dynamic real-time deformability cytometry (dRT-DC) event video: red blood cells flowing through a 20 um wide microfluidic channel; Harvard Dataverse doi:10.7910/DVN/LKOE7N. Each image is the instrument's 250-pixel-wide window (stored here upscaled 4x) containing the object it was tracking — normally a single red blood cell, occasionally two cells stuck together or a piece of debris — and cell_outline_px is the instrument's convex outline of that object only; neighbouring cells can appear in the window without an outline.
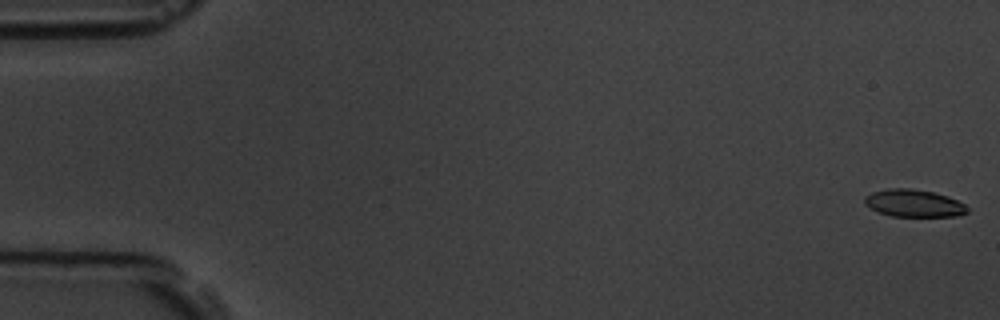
{"species": "common noctule bat (a hibernating species)", "species_latin": "Nyctalus noctula", "temperature_condition": "room temperature", "stored_images_in_passage": 58, "camera_frame_rate_fps": 3000, "um_per_image_px": 0.085, "animal": {"sex": "male", "body_mass_g": 19.5, "forearm_length_mm": 54.6}, "frame": {"image": 1, "passage_image": 1, "time_ms": 0.0, "image_size_px": [1000, 320], "cell_outline_px": [[968, 212], [956, 216], [892, 216], [868, 208], [864, 204], [864, 196], [872, 192], [888, 188], [912, 188], [932, 192], [948, 196], [964, 204], [968, 208]], "centroid_in_image_um": [77.64, 17.27], "position_along_channel_um": 7.4, "area_um2": 16.42}}
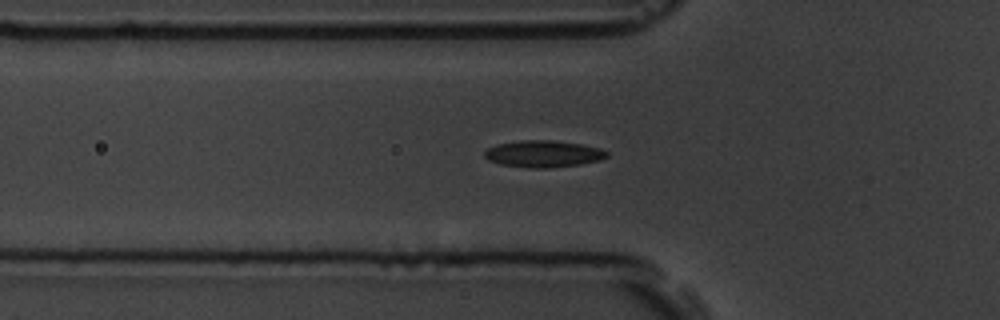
{"frame": {"image": 2, "passage_image": 20, "time_ms": 6.333, "image_size_px": [1000, 320], "cell_outline_px": [[608, 156], [600, 160], [580, 164], [548, 168], [532, 168], [500, 164], [488, 160], [484, 156], [484, 152], [488, 148], [496, 144], [524, 140], [552, 140], [580, 144], [600, 148], [608, 152]], "centroid_in_image_um": [46.18, 13.08], "position_along_channel_um": 79.6, "area_um2": 19.02}}
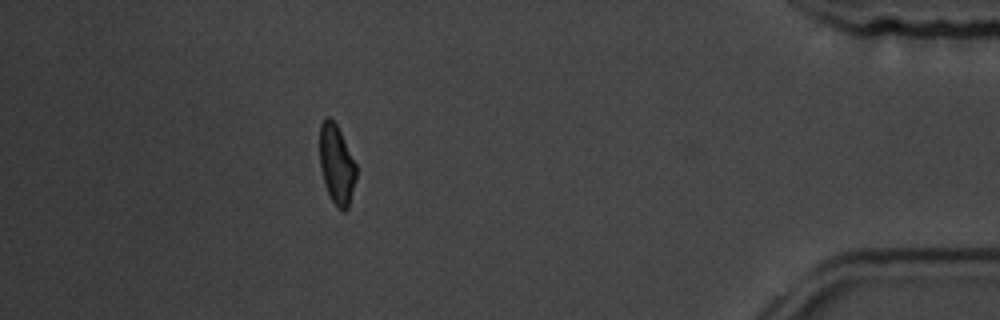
{"frame": {"image": 3, "passage_image": 52, "time_ms": 17.0, "image_size_px": [1000, 320], "cell_outline_px": [[356, 180], [348, 208], [344, 212], [336, 208], [324, 184], [320, 168], [320, 124], [328, 116], [336, 124], [356, 164]], "centroid_in_image_um": [28.61, 14.03], "position_along_channel_um": 406.6, "area_um2": 16.82}, "authors_computed_cell_mechanics": {"area_um2": 17.918, "velocity_mm_per_s": 3.5356, "shape_relaxation_time_tau1_ms": 7.7754, "shape_relaxation_time_tau2_ms": 2.2426, "deformation_change_tau1": 0.1773, "deformation_change_tau2": 0.0786}}